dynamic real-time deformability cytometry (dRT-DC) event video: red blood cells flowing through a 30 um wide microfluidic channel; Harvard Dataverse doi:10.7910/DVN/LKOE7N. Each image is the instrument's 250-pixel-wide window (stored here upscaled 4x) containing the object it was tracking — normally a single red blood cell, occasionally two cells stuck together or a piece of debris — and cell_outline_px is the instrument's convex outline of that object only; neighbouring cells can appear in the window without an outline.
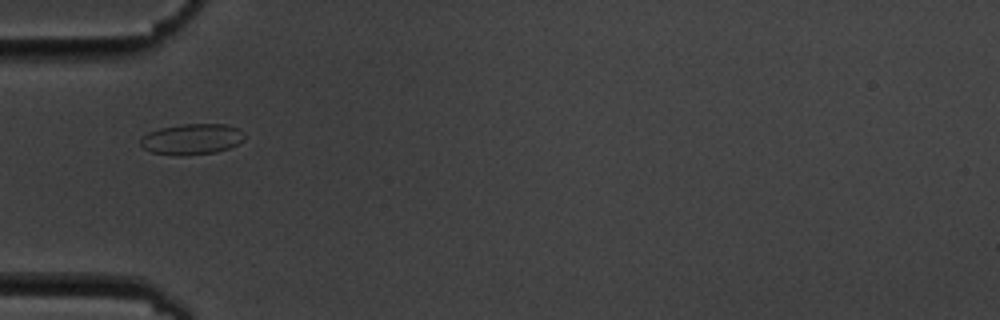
{"species": "common noctule bat (a hibernating species)", "species_latin": "Nyctalus noctula", "temperature_condition": "cold", "stored_images_in_passage": 6, "camera_frame_rate_fps": 3000, "um_per_image_px": 0.085, "animal": {"sex": "male", "body_mass_g": 19.5, "forearm_length_mm": 54.6}, "frame": {"image": 1, "passage_image": 5, "time_ms": 4.667, "image_size_px": [1000, 320], "cell_outline_px": [[244, 140], [228, 148], [216, 152], [152, 152], [144, 148], [140, 144], [140, 136], [148, 132], [160, 128], [180, 124], [224, 124], [236, 128], [244, 132]], "centroid_in_image_um": [16.31, 11.76], "position_along_channel_um": 68.7, "area_um2": 17.74}}
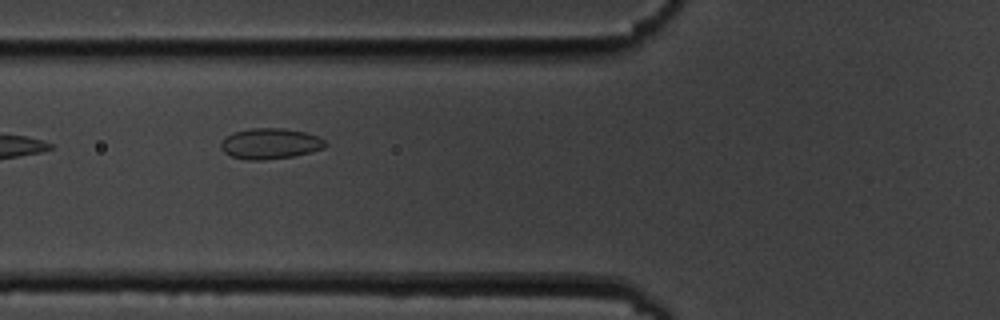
{"frame": {"image": 2, "passage_image": 6, "time_ms": 5.667, "image_size_px": [1000, 320], "cell_outline_px": [[328, 144], [324, 148], [312, 152], [292, 156], [264, 160], [248, 160], [232, 156], [224, 152], [220, 148], [220, 144], [232, 132], [252, 128], [284, 128], [308, 132], [324, 140]], "centroid_in_image_um": [22.99, 12.2], "position_along_channel_um": 102.8, "area_um2": 18.73}}